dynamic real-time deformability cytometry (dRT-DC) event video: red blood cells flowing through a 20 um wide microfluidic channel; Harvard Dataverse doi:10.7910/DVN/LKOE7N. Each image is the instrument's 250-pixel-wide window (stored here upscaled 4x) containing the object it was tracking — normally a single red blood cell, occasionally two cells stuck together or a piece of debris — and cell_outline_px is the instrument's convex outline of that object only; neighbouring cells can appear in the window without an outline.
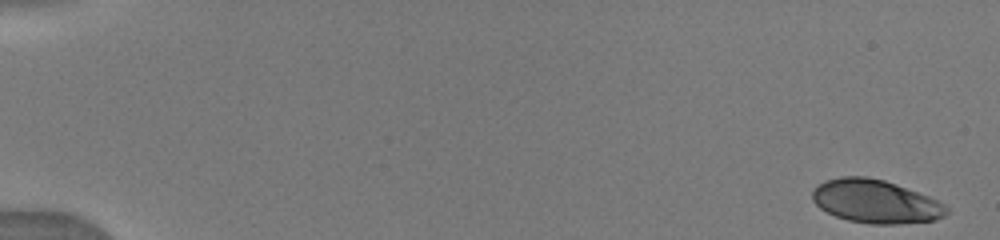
{"species": "human", "species_latin": "Homo sapiens", "temperature_condition": "warm", "stored_images_in_passage": 6, "camera_frame_rate_fps": 3000, "um_per_image_px": 0.085, "donor": {"sex": "male"}, "frame": {"image": 1, "passage_image": 1, "time_ms": 0.0, "image_size_px": [1000, 240], "cell_outline_px": [[948, 212], [944, 216], [936, 220], [900, 224], [872, 224], [848, 220], [836, 216], [820, 208], [812, 200], [812, 192], [824, 180], [840, 176], [864, 176], [884, 180], [896, 184], [928, 196], [944, 204], [948, 208]], "centroid_in_image_um": [74.42, 17.12], "position_along_channel_um": 10.6, "area_um2": 33.81}}
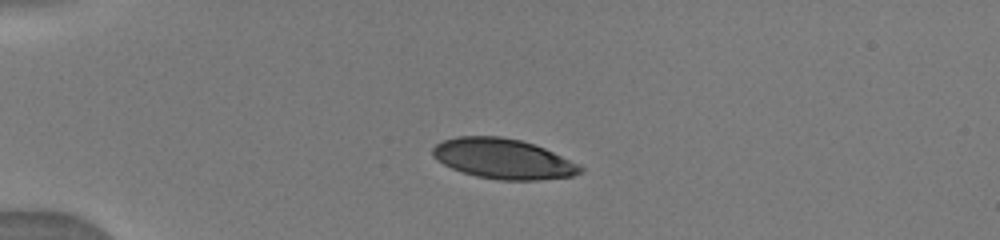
{"frame": {"image": 2, "passage_image": 5, "time_ms": 4.0, "image_size_px": [1000, 240], "cell_outline_px": [[584, 172], [572, 176], [540, 180], [500, 180], [476, 176], [452, 168], [436, 160], [432, 156], [432, 148], [436, 144], [444, 140], [456, 136], [500, 136], [520, 140], [544, 148], [580, 164], [584, 168]], "centroid_in_image_um": [42.78, 13.5], "position_along_channel_um": 42.2, "area_um2": 34.56}}